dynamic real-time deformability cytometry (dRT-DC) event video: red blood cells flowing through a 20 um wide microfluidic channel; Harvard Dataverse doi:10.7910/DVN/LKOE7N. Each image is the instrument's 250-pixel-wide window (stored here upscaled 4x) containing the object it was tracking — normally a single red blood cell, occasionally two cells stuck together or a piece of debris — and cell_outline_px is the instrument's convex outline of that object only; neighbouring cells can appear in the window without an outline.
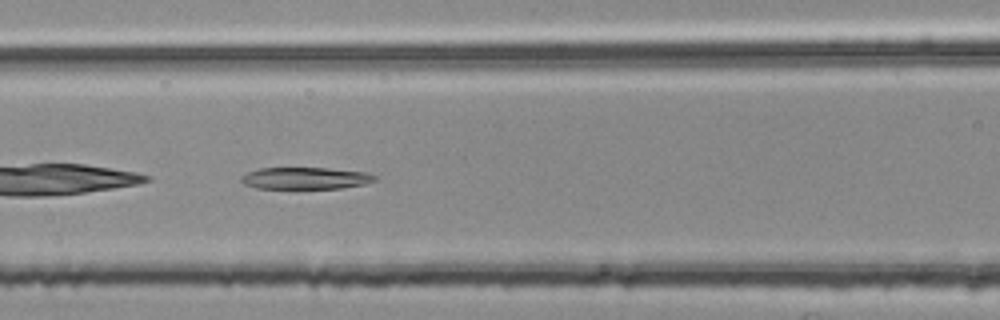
{"species": "common noctule bat (a hibernating species)", "species_latin": "Nyctalus noctula", "temperature_condition": "room temperature", "stored_images_in_passage": 37, "camera_frame_rate_fps": 3000, "um_per_image_px": 0.085, "animal": {"sex": "female", "body_mass_g": 25.1}, "frame": {"image": 1, "passage_image": 7, "time_ms": 2.0, "image_size_px": [1000, 320], "cell_outline_px": [[376, 180], [364, 184], [340, 188], [256, 188], [244, 184], [240, 180], [240, 176], [248, 172], [260, 168], [328, 168], [364, 172], [376, 176]], "centroid_in_image_um": [25.92, 15.14], "position_along_channel_um": 140.7, "area_um2": 16.88}}
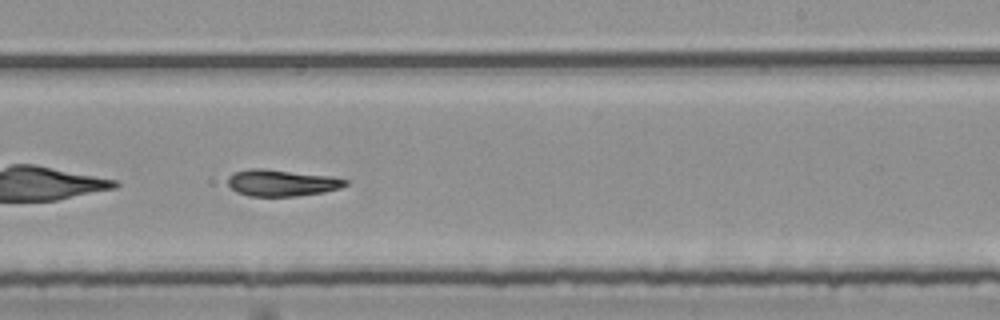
{"frame": {"image": 2, "passage_image": 17, "time_ms": 5.333, "image_size_px": [1000, 320], "cell_outline_px": [[348, 184], [340, 188], [324, 192], [296, 196], [248, 196], [236, 192], [228, 184], [228, 176], [232, 172], [248, 168], [264, 168], [332, 176], [348, 180]], "centroid_in_image_um": [23.92, 15.53], "position_along_channel_um": 265.1, "area_um2": 18.44}}
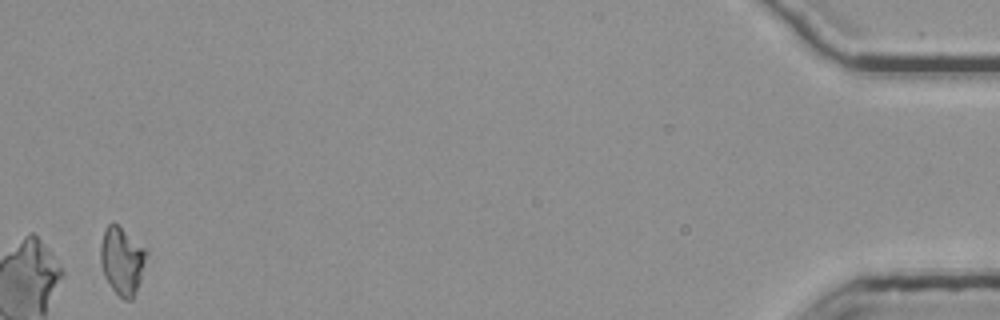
{"frame": {"image": 3, "passage_image": 37, "time_ms": 12.0, "image_size_px": [1000, 320], "cell_outline_px": [[148, 252], [140, 280], [132, 300], [124, 300], [112, 288], [104, 276], [100, 264], [100, 244], [104, 228], [108, 224], [116, 224], [144, 248]], "centroid_in_image_um": [10.34, 22.17], "position_along_channel_um": 424.9, "area_um2": 17.8}, "authors_computed_cell_mechanics": {"area_um2": 18.1492, "velocity_mm_per_s": 3.7359, "shape_relaxation_time_tau1_ms": 9.9398, "shape_relaxation_time_tau2_ms": 4.262, "deformation_change_tau1": 0.2267, "deformation_change_tau2": 0.1192}}